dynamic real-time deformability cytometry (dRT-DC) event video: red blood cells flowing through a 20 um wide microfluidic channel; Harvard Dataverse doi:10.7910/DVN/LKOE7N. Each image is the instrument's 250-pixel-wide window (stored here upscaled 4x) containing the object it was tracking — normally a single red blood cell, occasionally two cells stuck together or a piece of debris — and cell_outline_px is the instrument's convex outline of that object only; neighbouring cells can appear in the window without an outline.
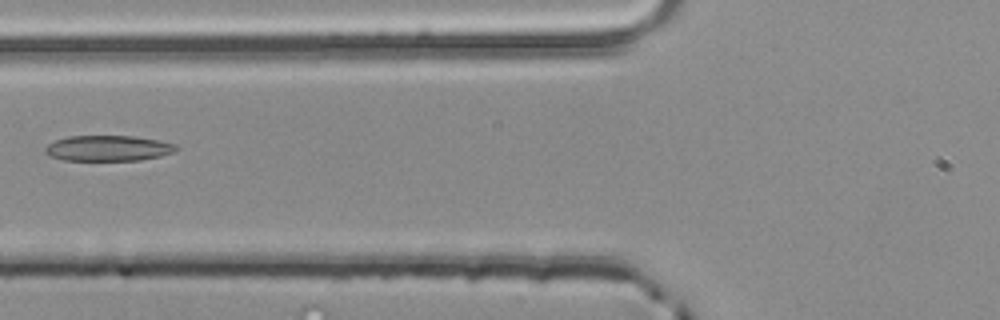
{"species": "common noctule bat (a hibernating species)", "species_latin": "Nyctalus noctula", "temperature_condition": "room temperature", "stored_images_in_passage": 4, "camera_frame_rate_fps": 3000, "um_per_image_px": 0.085, "animal": {"sex": "male", "body_mass_g": 20.4}, "frame": {"image": 1, "passage_image": 4, "time_ms": 1.0, "image_size_px": [1000, 320], "cell_outline_px": [[176, 148], [172, 152], [160, 156], [140, 160], [64, 160], [52, 156], [44, 152], [44, 148], [48, 144], [56, 140], [68, 136], [132, 136], [156, 140], [176, 144]], "centroid_in_image_um": [9.15, 12.6], "position_along_channel_um": 116.6, "area_um2": 19.25}}